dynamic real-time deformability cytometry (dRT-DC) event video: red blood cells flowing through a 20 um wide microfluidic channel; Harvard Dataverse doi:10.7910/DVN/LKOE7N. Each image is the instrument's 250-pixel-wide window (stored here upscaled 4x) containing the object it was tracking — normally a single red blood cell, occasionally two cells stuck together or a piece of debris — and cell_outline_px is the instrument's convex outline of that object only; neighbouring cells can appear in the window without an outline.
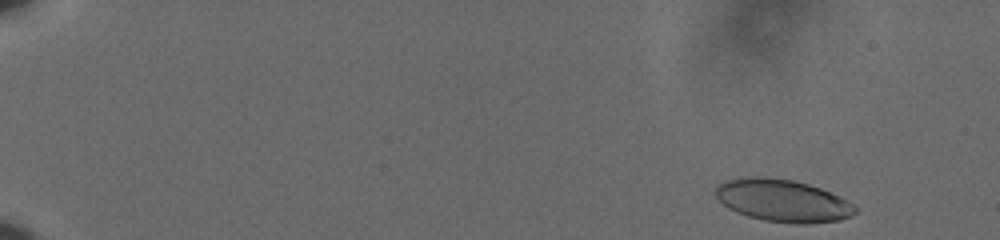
{"species": "human", "species_latin": "Homo sapiens", "temperature_condition": "cold", "stored_images_in_passage": 55, "camera_frame_rate_fps": 3000, "um_per_image_px": 0.085, "donor": {"sex": "male"}, "frame": {"image": 1, "passage_image": 1, "time_ms": 0.0, "image_size_px": [1000, 240], "cell_outline_px": [[856, 212], [852, 216], [840, 220], [804, 224], [796, 224], [764, 220], [748, 216], [736, 212], [728, 208], [716, 196], [716, 184], [724, 180], [748, 176], [764, 176], [792, 180], [808, 184], [820, 188], [840, 196], [852, 204], [856, 208]], "centroid_in_image_um": [66.51, 17.04], "position_along_channel_um": 18.5, "area_um2": 34.56}}
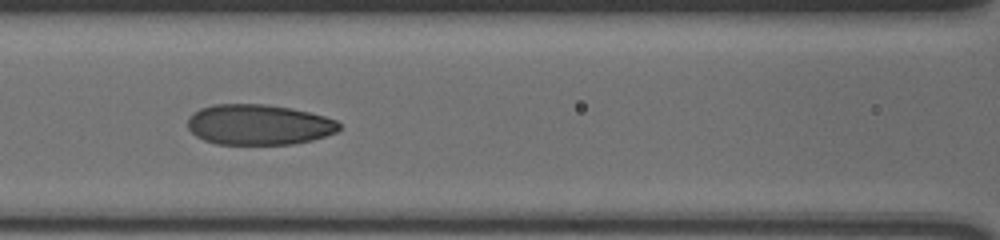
{"frame": {"image": 2, "passage_image": 25, "time_ms": 8.0, "image_size_px": [1000, 240], "cell_outline_px": [[340, 128], [336, 132], [312, 140], [292, 144], [216, 144], [204, 140], [196, 136], [188, 128], [188, 116], [192, 112], [200, 108], [212, 104], [264, 104], [292, 108], [324, 116], [336, 120], [340, 124]], "centroid_in_image_um": [21.96, 10.59], "position_along_channel_um": 144.6, "area_um2": 35.84}}
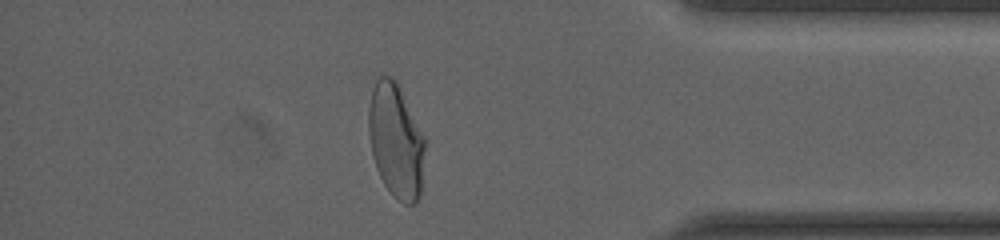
{"frame": {"image": 3, "passage_image": 48, "time_ms": 15.667, "image_size_px": [1000, 240], "cell_outline_px": [[424, 148], [420, 196], [416, 204], [404, 204], [384, 184], [376, 168], [372, 152], [368, 132], [368, 108], [372, 88], [376, 80], [380, 76], [392, 76], [396, 80], [424, 136]], "centroid_in_image_um": [33.63, 11.93], "position_along_channel_um": 401.6, "area_um2": 37.17}, "authors_computed_cell_mechanics": {"area_um2": 35.836, "velocity_mm_per_s": 3.6179, "shape_relaxation_time_tau1_ms": 6.6852, "shape_relaxation_time_tau2_ms": 1.0919, "deformation_change_tau1": 0.2084, "deformation_change_tau2": 0.0626}}